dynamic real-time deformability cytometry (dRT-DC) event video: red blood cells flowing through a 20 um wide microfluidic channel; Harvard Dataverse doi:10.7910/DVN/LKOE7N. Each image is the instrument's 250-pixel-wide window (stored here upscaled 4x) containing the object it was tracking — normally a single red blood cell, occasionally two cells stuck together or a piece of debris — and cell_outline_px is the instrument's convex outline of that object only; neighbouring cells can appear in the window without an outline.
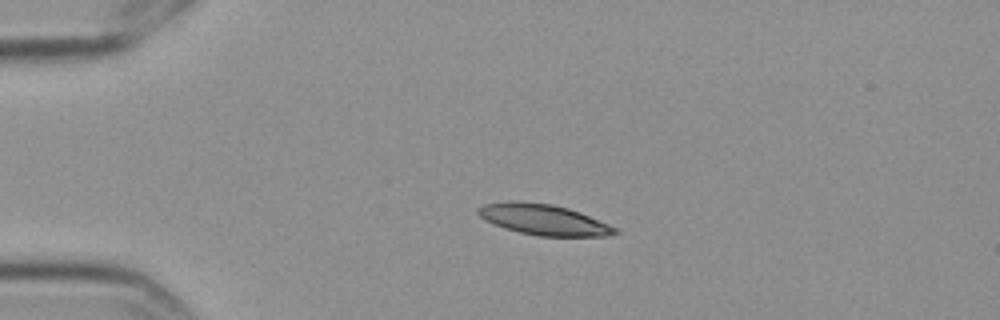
{"species": "Egyptian fruit bat (a non-hibernating species)", "species_latin": "Rousettus aegyptiacus", "temperature_condition": "cold", "stored_images_in_passage": 5, "camera_frame_rate_fps": 3000, "um_per_image_px": 0.085, "frame": {"image": 1, "passage_image": 3, "time_ms": 0.667, "image_size_px": [1000, 320], "cell_outline_px": [[620, 232], [604, 236], [540, 236], [520, 232], [504, 228], [484, 220], [476, 212], [476, 208], [484, 204], [508, 200], [552, 204], [568, 208], [580, 212], [608, 224], [616, 228]], "centroid_in_image_um": [46.16, 18.66], "position_along_channel_um": 38.8, "area_um2": 24.45}}
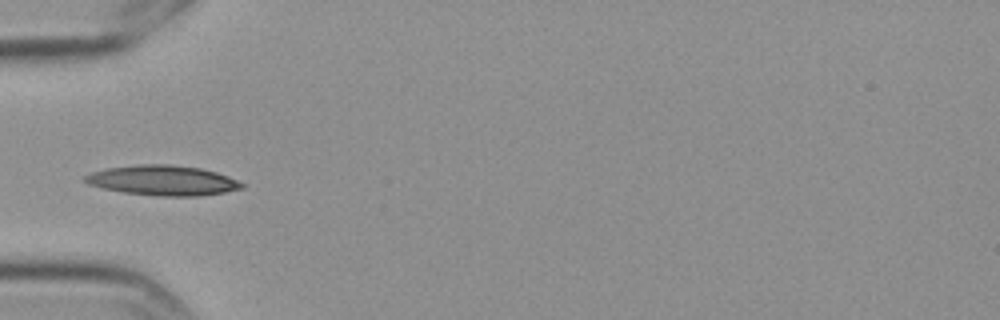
{"frame": {"image": 2, "passage_image": 4, "time_ms": 1.0, "image_size_px": [1000, 320], "cell_outline_px": [[244, 188], [224, 192], [200, 196], [156, 196], [124, 192], [104, 188], [88, 184], [84, 180], [84, 176], [92, 172], [104, 168], [140, 164], [168, 164], [200, 168], [216, 172], [228, 176], [244, 184]], "centroid_in_image_um": [13.83, 15.33], "position_along_channel_um": 71.2, "area_um2": 27.4}}
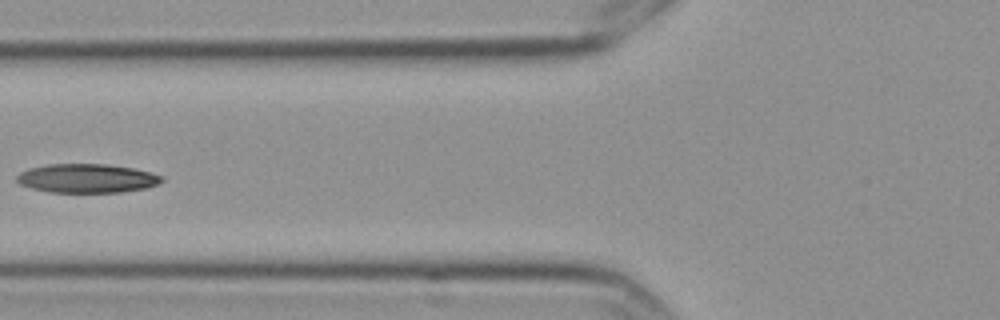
{"frame": {"image": 3, "passage_image": 5, "time_ms": 1.333, "image_size_px": [1000, 320], "cell_outline_px": [[164, 180], [156, 184], [144, 188], [120, 192], [48, 192], [32, 188], [20, 184], [16, 180], [16, 176], [20, 172], [28, 168], [48, 164], [108, 164], [132, 168], [164, 176]], "centroid_in_image_um": [7.35, 15.15], "position_along_channel_um": 118.4, "area_um2": 24.33}}